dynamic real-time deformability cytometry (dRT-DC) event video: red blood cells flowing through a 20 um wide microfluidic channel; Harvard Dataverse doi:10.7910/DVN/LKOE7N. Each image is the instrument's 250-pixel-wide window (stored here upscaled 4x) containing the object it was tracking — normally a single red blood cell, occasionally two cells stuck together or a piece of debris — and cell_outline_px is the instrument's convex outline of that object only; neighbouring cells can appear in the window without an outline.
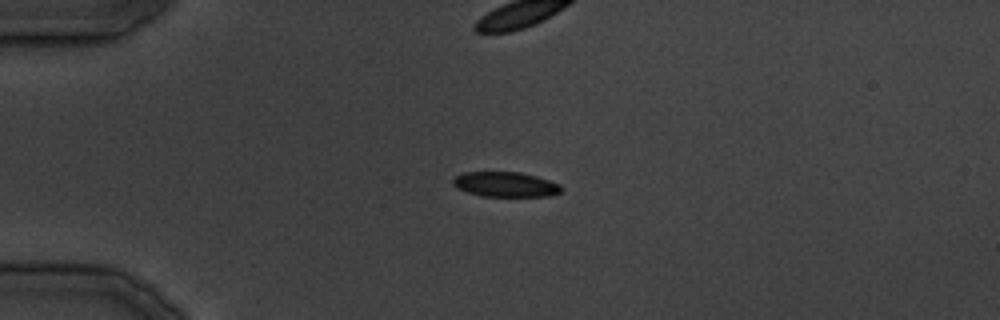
{"species": "common noctule bat (a hibernating species)", "species_latin": "Nyctalus noctula", "temperature_condition": "cold", "stored_images_in_passage": 29, "camera_frame_rate_fps": 3000, "um_per_image_px": 0.085, "animal": {"sex": "male", "body_mass_g": 19.5, "forearm_length_mm": 54.6}, "frame": {"image": 1, "passage_image": 1, "time_ms": 0.0, "image_size_px": [1000, 320], "cell_outline_px": [[564, 188], [560, 192], [552, 196], [480, 196], [456, 188], [452, 184], [452, 180], [460, 172], [520, 172], [536, 176], [560, 184]], "centroid_in_image_um": [42.96, 15.67], "position_along_channel_um": 42.0, "area_um2": 15.9}}
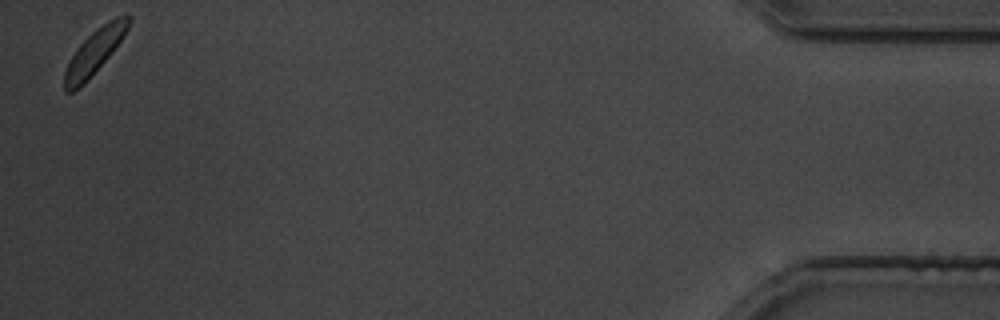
{"frame": {"image": 2, "passage_image": 29, "time_ms": 34.667, "image_size_px": [1000, 320], "cell_outline_px": [[128, 28], [120, 40], [108, 56], [88, 80], [84, 84], [72, 92], [64, 92], [64, 72], [76, 48], [96, 28], [108, 20], [116, 16], [128, 16]], "centroid_in_image_um": [7.97, 4.44], "position_along_channel_um": 427.2, "area_um2": 16.07}}